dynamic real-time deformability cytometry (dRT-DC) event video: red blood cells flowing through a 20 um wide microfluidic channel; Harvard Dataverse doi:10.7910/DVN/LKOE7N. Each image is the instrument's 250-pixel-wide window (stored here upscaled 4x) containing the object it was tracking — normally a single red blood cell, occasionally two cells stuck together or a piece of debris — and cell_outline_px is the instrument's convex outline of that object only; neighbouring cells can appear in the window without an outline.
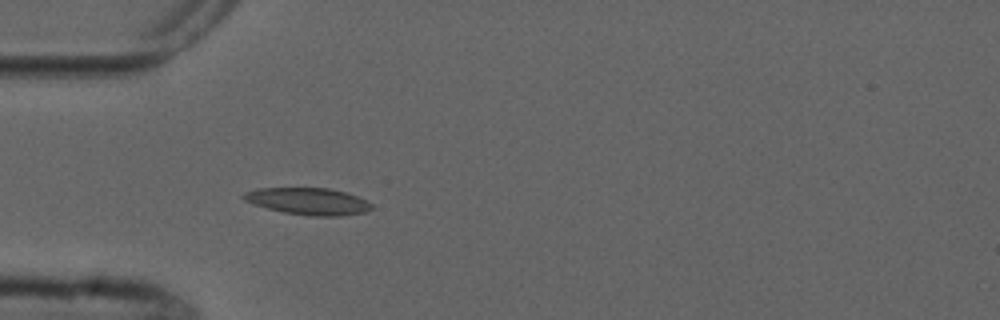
{"species": "common noctule bat (a hibernating species)", "species_latin": "Nyctalus noctula", "temperature_condition": "cold", "stored_images_in_passage": 2, "camera_frame_rate_fps": 3000, "um_per_image_px": 0.085, "animal": {"sex": "male", "forearm_length_mm": 52.5}, "frame": {"image": 1, "passage_image": 2, "time_ms": 2.0, "image_size_px": [1000, 320], "cell_outline_px": [[372, 208], [364, 212], [340, 216], [312, 216], [284, 212], [268, 208], [244, 200], [240, 196], [244, 192], [260, 188], [328, 188], [344, 192], [368, 200], [372, 204]], "centroid_in_image_um": [26.21, 17.1], "position_along_channel_um": 58.8, "area_um2": 19.88}}